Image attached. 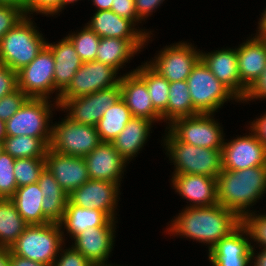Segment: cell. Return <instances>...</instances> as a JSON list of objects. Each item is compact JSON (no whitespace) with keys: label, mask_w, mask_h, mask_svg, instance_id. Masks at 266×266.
Listing matches in <instances>:
<instances>
[{"label":"cell","mask_w":266,"mask_h":266,"mask_svg":"<svg viewBox=\"0 0 266 266\" xmlns=\"http://www.w3.org/2000/svg\"><path fill=\"white\" fill-rule=\"evenodd\" d=\"M110 220L111 218L101 210L94 208H81L72 205L68 201L63 218L59 224L63 239L66 242L68 240L66 234L69 239H73L86 229L105 226Z\"/></svg>","instance_id":"83f0119b"},{"label":"cell","mask_w":266,"mask_h":266,"mask_svg":"<svg viewBox=\"0 0 266 266\" xmlns=\"http://www.w3.org/2000/svg\"><path fill=\"white\" fill-rule=\"evenodd\" d=\"M135 69L121 75V98L133 117L145 118L153 123H162L161 115L154 109L146 83L134 72Z\"/></svg>","instance_id":"603a6c76"},{"label":"cell","mask_w":266,"mask_h":266,"mask_svg":"<svg viewBox=\"0 0 266 266\" xmlns=\"http://www.w3.org/2000/svg\"><path fill=\"white\" fill-rule=\"evenodd\" d=\"M65 245L66 243L61 247L52 266H93L79 251Z\"/></svg>","instance_id":"ee69618b"},{"label":"cell","mask_w":266,"mask_h":266,"mask_svg":"<svg viewBox=\"0 0 266 266\" xmlns=\"http://www.w3.org/2000/svg\"><path fill=\"white\" fill-rule=\"evenodd\" d=\"M172 189L186 199L185 207H203L218 204L217 178L195 174H172Z\"/></svg>","instance_id":"ac0fdd59"},{"label":"cell","mask_w":266,"mask_h":266,"mask_svg":"<svg viewBox=\"0 0 266 266\" xmlns=\"http://www.w3.org/2000/svg\"><path fill=\"white\" fill-rule=\"evenodd\" d=\"M167 223L166 231L171 236L192 239L206 245L208 251L222 238L228 236L242 220L220 204L203 207H182L178 215Z\"/></svg>","instance_id":"6da1fadb"},{"label":"cell","mask_w":266,"mask_h":266,"mask_svg":"<svg viewBox=\"0 0 266 266\" xmlns=\"http://www.w3.org/2000/svg\"><path fill=\"white\" fill-rule=\"evenodd\" d=\"M132 117L131 111L121 98L103 113L96 125L101 141L112 143Z\"/></svg>","instance_id":"d6a6232c"},{"label":"cell","mask_w":266,"mask_h":266,"mask_svg":"<svg viewBox=\"0 0 266 266\" xmlns=\"http://www.w3.org/2000/svg\"><path fill=\"white\" fill-rule=\"evenodd\" d=\"M207 253L211 266H251L252 245L249 232L241 223Z\"/></svg>","instance_id":"e0dca14e"},{"label":"cell","mask_w":266,"mask_h":266,"mask_svg":"<svg viewBox=\"0 0 266 266\" xmlns=\"http://www.w3.org/2000/svg\"><path fill=\"white\" fill-rule=\"evenodd\" d=\"M200 52L194 43L179 41L166 45L146 62L170 83L185 81L201 60Z\"/></svg>","instance_id":"30bf717a"},{"label":"cell","mask_w":266,"mask_h":266,"mask_svg":"<svg viewBox=\"0 0 266 266\" xmlns=\"http://www.w3.org/2000/svg\"><path fill=\"white\" fill-rule=\"evenodd\" d=\"M237 65L240 81L249 90L266 67V37L251 34L238 44Z\"/></svg>","instance_id":"7402d4cb"},{"label":"cell","mask_w":266,"mask_h":266,"mask_svg":"<svg viewBox=\"0 0 266 266\" xmlns=\"http://www.w3.org/2000/svg\"><path fill=\"white\" fill-rule=\"evenodd\" d=\"M110 10L122 18L131 20L147 37L154 35L153 31L138 26L142 21L137 16L135 0H113Z\"/></svg>","instance_id":"60d3db41"},{"label":"cell","mask_w":266,"mask_h":266,"mask_svg":"<svg viewBox=\"0 0 266 266\" xmlns=\"http://www.w3.org/2000/svg\"><path fill=\"white\" fill-rule=\"evenodd\" d=\"M120 74V76H118ZM121 74L99 61L84 62L59 98H76L120 84Z\"/></svg>","instance_id":"4fadbf2b"},{"label":"cell","mask_w":266,"mask_h":266,"mask_svg":"<svg viewBox=\"0 0 266 266\" xmlns=\"http://www.w3.org/2000/svg\"><path fill=\"white\" fill-rule=\"evenodd\" d=\"M45 168L68 195L90 179L84 158L64 155L51 149L45 156Z\"/></svg>","instance_id":"ffe728a7"},{"label":"cell","mask_w":266,"mask_h":266,"mask_svg":"<svg viewBox=\"0 0 266 266\" xmlns=\"http://www.w3.org/2000/svg\"><path fill=\"white\" fill-rule=\"evenodd\" d=\"M86 25L100 38L147 39L131 20L122 18L111 10L95 11Z\"/></svg>","instance_id":"484cf974"},{"label":"cell","mask_w":266,"mask_h":266,"mask_svg":"<svg viewBox=\"0 0 266 266\" xmlns=\"http://www.w3.org/2000/svg\"><path fill=\"white\" fill-rule=\"evenodd\" d=\"M257 23H258L257 25L258 27H257V30H255L256 33L254 34H257L262 37H266V8H264L263 13L261 12L259 21Z\"/></svg>","instance_id":"816d5d0a"},{"label":"cell","mask_w":266,"mask_h":266,"mask_svg":"<svg viewBox=\"0 0 266 266\" xmlns=\"http://www.w3.org/2000/svg\"><path fill=\"white\" fill-rule=\"evenodd\" d=\"M84 159L90 179L122 184L128 163L116 151L112 143L101 142Z\"/></svg>","instance_id":"44dd1931"},{"label":"cell","mask_w":266,"mask_h":266,"mask_svg":"<svg viewBox=\"0 0 266 266\" xmlns=\"http://www.w3.org/2000/svg\"><path fill=\"white\" fill-rule=\"evenodd\" d=\"M78 1L79 0H60V12L62 13V11L66 8L67 5H75L76 2L78 3Z\"/></svg>","instance_id":"9f6ffc18"},{"label":"cell","mask_w":266,"mask_h":266,"mask_svg":"<svg viewBox=\"0 0 266 266\" xmlns=\"http://www.w3.org/2000/svg\"><path fill=\"white\" fill-rule=\"evenodd\" d=\"M10 266H52L40 262L31 261L26 258L14 255L10 252Z\"/></svg>","instance_id":"681fc988"},{"label":"cell","mask_w":266,"mask_h":266,"mask_svg":"<svg viewBox=\"0 0 266 266\" xmlns=\"http://www.w3.org/2000/svg\"><path fill=\"white\" fill-rule=\"evenodd\" d=\"M142 63L135 68L134 72L146 83L152 105L161 115L162 123H165L170 82L154 70L147 62L144 61Z\"/></svg>","instance_id":"4dcf8cb0"},{"label":"cell","mask_w":266,"mask_h":266,"mask_svg":"<svg viewBox=\"0 0 266 266\" xmlns=\"http://www.w3.org/2000/svg\"><path fill=\"white\" fill-rule=\"evenodd\" d=\"M168 95L165 127L171 124L175 119L199 114L193 108L186 80L171 82Z\"/></svg>","instance_id":"836d02e7"},{"label":"cell","mask_w":266,"mask_h":266,"mask_svg":"<svg viewBox=\"0 0 266 266\" xmlns=\"http://www.w3.org/2000/svg\"><path fill=\"white\" fill-rule=\"evenodd\" d=\"M163 137L161 145L170 163L174 165L172 174H197L217 178L221 173V150L180 142L167 128Z\"/></svg>","instance_id":"277c9868"},{"label":"cell","mask_w":266,"mask_h":266,"mask_svg":"<svg viewBox=\"0 0 266 266\" xmlns=\"http://www.w3.org/2000/svg\"><path fill=\"white\" fill-rule=\"evenodd\" d=\"M18 213L29 224H46L51 221L43 214V194L38 183L25 185L16 189L10 198Z\"/></svg>","instance_id":"f546056e"},{"label":"cell","mask_w":266,"mask_h":266,"mask_svg":"<svg viewBox=\"0 0 266 266\" xmlns=\"http://www.w3.org/2000/svg\"><path fill=\"white\" fill-rule=\"evenodd\" d=\"M122 185L104 180L89 179L68 195V201L81 208H94L117 220V207Z\"/></svg>","instance_id":"9a60e30c"},{"label":"cell","mask_w":266,"mask_h":266,"mask_svg":"<svg viewBox=\"0 0 266 266\" xmlns=\"http://www.w3.org/2000/svg\"><path fill=\"white\" fill-rule=\"evenodd\" d=\"M113 0H91L95 6V11L110 10Z\"/></svg>","instance_id":"f5cc1de1"},{"label":"cell","mask_w":266,"mask_h":266,"mask_svg":"<svg viewBox=\"0 0 266 266\" xmlns=\"http://www.w3.org/2000/svg\"><path fill=\"white\" fill-rule=\"evenodd\" d=\"M45 169V158H19L14 162L17 188L37 183Z\"/></svg>","instance_id":"8d00e7d4"},{"label":"cell","mask_w":266,"mask_h":266,"mask_svg":"<svg viewBox=\"0 0 266 266\" xmlns=\"http://www.w3.org/2000/svg\"><path fill=\"white\" fill-rule=\"evenodd\" d=\"M153 36H148L147 39H120L114 37H101L96 53V61L102 62L118 72L134 55L143 51L145 46L151 41ZM151 38V39H150ZM147 44V45H146ZM142 49V50H141Z\"/></svg>","instance_id":"d4e9b609"},{"label":"cell","mask_w":266,"mask_h":266,"mask_svg":"<svg viewBox=\"0 0 266 266\" xmlns=\"http://www.w3.org/2000/svg\"><path fill=\"white\" fill-rule=\"evenodd\" d=\"M249 124L247 127L256 134L259 141L266 147V111L253 121H249Z\"/></svg>","instance_id":"c3c4849f"},{"label":"cell","mask_w":266,"mask_h":266,"mask_svg":"<svg viewBox=\"0 0 266 266\" xmlns=\"http://www.w3.org/2000/svg\"><path fill=\"white\" fill-rule=\"evenodd\" d=\"M43 194V214L54 223H59L66 210L68 194L61 188L53 175L45 168L37 182Z\"/></svg>","instance_id":"f1b7e54d"},{"label":"cell","mask_w":266,"mask_h":266,"mask_svg":"<svg viewBox=\"0 0 266 266\" xmlns=\"http://www.w3.org/2000/svg\"><path fill=\"white\" fill-rule=\"evenodd\" d=\"M121 99L120 84L76 98H59V110L74 122L96 126L103 113Z\"/></svg>","instance_id":"8fae6325"},{"label":"cell","mask_w":266,"mask_h":266,"mask_svg":"<svg viewBox=\"0 0 266 266\" xmlns=\"http://www.w3.org/2000/svg\"><path fill=\"white\" fill-rule=\"evenodd\" d=\"M265 194L266 166L222 170L217 176L218 204L234 212L241 220L255 211L253 207Z\"/></svg>","instance_id":"7a4b0ae2"},{"label":"cell","mask_w":266,"mask_h":266,"mask_svg":"<svg viewBox=\"0 0 266 266\" xmlns=\"http://www.w3.org/2000/svg\"><path fill=\"white\" fill-rule=\"evenodd\" d=\"M53 124L49 149L64 155L84 158L102 141L96 126L77 123L67 116Z\"/></svg>","instance_id":"9c48e42d"},{"label":"cell","mask_w":266,"mask_h":266,"mask_svg":"<svg viewBox=\"0 0 266 266\" xmlns=\"http://www.w3.org/2000/svg\"><path fill=\"white\" fill-rule=\"evenodd\" d=\"M84 25L85 26L79 29V31L77 29L76 32L71 31L66 35L73 43L76 52L83 63L95 60L100 42V37L86 24Z\"/></svg>","instance_id":"d590c367"},{"label":"cell","mask_w":266,"mask_h":266,"mask_svg":"<svg viewBox=\"0 0 266 266\" xmlns=\"http://www.w3.org/2000/svg\"><path fill=\"white\" fill-rule=\"evenodd\" d=\"M33 15H25L0 39V64L17 72L28 65L47 45Z\"/></svg>","instance_id":"3957f363"},{"label":"cell","mask_w":266,"mask_h":266,"mask_svg":"<svg viewBox=\"0 0 266 266\" xmlns=\"http://www.w3.org/2000/svg\"><path fill=\"white\" fill-rule=\"evenodd\" d=\"M14 162L5 151L0 154V198L10 199L17 189Z\"/></svg>","instance_id":"f35d334b"},{"label":"cell","mask_w":266,"mask_h":266,"mask_svg":"<svg viewBox=\"0 0 266 266\" xmlns=\"http://www.w3.org/2000/svg\"><path fill=\"white\" fill-rule=\"evenodd\" d=\"M53 102V103H52ZM51 103V104H50ZM54 100L29 98L24 105L5 122L6 136H30L51 142L53 112L59 111Z\"/></svg>","instance_id":"8992f818"},{"label":"cell","mask_w":266,"mask_h":266,"mask_svg":"<svg viewBox=\"0 0 266 266\" xmlns=\"http://www.w3.org/2000/svg\"><path fill=\"white\" fill-rule=\"evenodd\" d=\"M242 224L249 232L252 248L266 249V213L262 214L259 210H255L242 219Z\"/></svg>","instance_id":"74e56055"},{"label":"cell","mask_w":266,"mask_h":266,"mask_svg":"<svg viewBox=\"0 0 266 266\" xmlns=\"http://www.w3.org/2000/svg\"><path fill=\"white\" fill-rule=\"evenodd\" d=\"M54 56V85H55V100L58 103L60 94L68 87L73 76L83 64L71 40L65 36L58 42L49 43L46 45Z\"/></svg>","instance_id":"cb8c5ba5"},{"label":"cell","mask_w":266,"mask_h":266,"mask_svg":"<svg viewBox=\"0 0 266 266\" xmlns=\"http://www.w3.org/2000/svg\"><path fill=\"white\" fill-rule=\"evenodd\" d=\"M49 146L40 138L30 136H6L3 150L14 159L45 158Z\"/></svg>","instance_id":"e575fe53"},{"label":"cell","mask_w":266,"mask_h":266,"mask_svg":"<svg viewBox=\"0 0 266 266\" xmlns=\"http://www.w3.org/2000/svg\"><path fill=\"white\" fill-rule=\"evenodd\" d=\"M153 122L145 118L132 117L120 134L112 141L116 151L129 164L137 157L152 133ZM151 131V132H150Z\"/></svg>","instance_id":"4316f807"},{"label":"cell","mask_w":266,"mask_h":266,"mask_svg":"<svg viewBox=\"0 0 266 266\" xmlns=\"http://www.w3.org/2000/svg\"><path fill=\"white\" fill-rule=\"evenodd\" d=\"M266 100V67L263 70L262 75L259 79L253 84V86L248 90L247 95L242 100L241 104H249L251 101L255 102L256 100L262 101Z\"/></svg>","instance_id":"bcb514c9"},{"label":"cell","mask_w":266,"mask_h":266,"mask_svg":"<svg viewBox=\"0 0 266 266\" xmlns=\"http://www.w3.org/2000/svg\"><path fill=\"white\" fill-rule=\"evenodd\" d=\"M29 99L19 88L0 98V120L10 119Z\"/></svg>","instance_id":"ab89813d"},{"label":"cell","mask_w":266,"mask_h":266,"mask_svg":"<svg viewBox=\"0 0 266 266\" xmlns=\"http://www.w3.org/2000/svg\"><path fill=\"white\" fill-rule=\"evenodd\" d=\"M118 220L111 219L103 227L86 229L75 236L72 247L79 251L93 266H115L118 264L108 263V258L114 250Z\"/></svg>","instance_id":"2e32d148"},{"label":"cell","mask_w":266,"mask_h":266,"mask_svg":"<svg viewBox=\"0 0 266 266\" xmlns=\"http://www.w3.org/2000/svg\"><path fill=\"white\" fill-rule=\"evenodd\" d=\"M193 108L200 113H216L228 101L241 103L200 60L186 79Z\"/></svg>","instance_id":"52a82bcc"},{"label":"cell","mask_w":266,"mask_h":266,"mask_svg":"<svg viewBox=\"0 0 266 266\" xmlns=\"http://www.w3.org/2000/svg\"><path fill=\"white\" fill-rule=\"evenodd\" d=\"M0 4L15 6L26 12V0H0Z\"/></svg>","instance_id":"11a10c76"},{"label":"cell","mask_w":266,"mask_h":266,"mask_svg":"<svg viewBox=\"0 0 266 266\" xmlns=\"http://www.w3.org/2000/svg\"><path fill=\"white\" fill-rule=\"evenodd\" d=\"M3 142H0V154L3 152Z\"/></svg>","instance_id":"680465c9"},{"label":"cell","mask_w":266,"mask_h":266,"mask_svg":"<svg viewBox=\"0 0 266 266\" xmlns=\"http://www.w3.org/2000/svg\"><path fill=\"white\" fill-rule=\"evenodd\" d=\"M24 16L25 12L21 8L0 4V39Z\"/></svg>","instance_id":"7bdbcfd3"},{"label":"cell","mask_w":266,"mask_h":266,"mask_svg":"<svg viewBox=\"0 0 266 266\" xmlns=\"http://www.w3.org/2000/svg\"><path fill=\"white\" fill-rule=\"evenodd\" d=\"M214 113L175 119L166 128L180 141L197 147L222 150L226 137L224 127Z\"/></svg>","instance_id":"ba28073f"},{"label":"cell","mask_w":266,"mask_h":266,"mask_svg":"<svg viewBox=\"0 0 266 266\" xmlns=\"http://www.w3.org/2000/svg\"><path fill=\"white\" fill-rule=\"evenodd\" d=\"M29 224L11 199H0V246L10 248Z\"/></svg>","instance_id":"1f68e13d"},{"label":"cell","mask_w":266,"mask_h":266,"mask_svg":"<svg viewBox=\"0 0 266 266\" xmlns=\"http://www.w3.org/2000/svg\"><path fill=\"white\" fill-rule=\"evenodd\" d=\"M6 125L5 121L0 120V142H3V140L6 137Z\"/></svg>","instance_id":"6f0895ef"},{"label":"cell","mask_w":266,"mask_h":266,"mask_svg":"<svg viewBox=\"0 0 266 266\" xmlns=\"http://www.w3.org/2000/svg\"><path fill=\"white\" fill-rule=\"evenodd\" d=\"M44 15V16H60V0H26V12L28 16Z\"/></svg>","instance_id":"b9f144b4"},{"label":"cell","mask_w":266,"mask_h":266,"mask_svg":"<svg viewBox=\"0 0 266 266\" xmlns=\"http://www.w3.org/2000/svg\"><path fill=\"white\" fill-rule=\"evenodd\" d=\"M65 241L59 223L28 225L10 252L31 261L52 265Z\"/></svg>","instance_id":"5b68a950"},{"label":"cell","mask_w":266,"mask_h":266,"mask_svg":"<svg viewBox=\"0 0 266 266\" xmlns=\"http://www.w3.org/2000/svg\"><path fill=\"white\" fill-rule=\"evenodd\" d=\"M17 89V73L0 64V98Z\"/></svg>","instance_id":"f6af8a7d"},{"label":"cell","mask_w":266,"mask_h":266,"mask_svg":"<svg viewBox=\"0 0 266 266\" xmlns=\"http://www.w3.org/2000/svg\"><path fill=\"white\" fill-rule=\"evenodd\" d=\"M236 48H221L208 53L201 50V60L209 68L212 74L223 83L240 102L247 95L248 90L242 85L237 65Z\"/></svg>","instance_id":"d6986e66"},{"label":"cell","mask_w":266,"mask_h":266,"mask_svg":"<svg viewBox=\"0 0 266 266\" xmlns=\"http://www.w3.org/2000/svg\"><path fill=\"white\" fill-rule=\"evenodd\" d=\"M249 135L224 140L221 150L222 170H242L256 166H266V147L248 127ZM247 134V135H246Z\"/></svg>","instance_id":"5bb4252c"},{"label":"cell","mask_w":266,"mask_h":266,"mask_svg":"<svg viewBox=\"0 0 266 266\" xmlns=\"http://www.w3.org/2000/svg\"><path fill=\"white\" fill-rule=\"evenodd\" d=\"M258 249L259 251H256L255 248H252L251 266H266V249Z\"/></svg>","instance_id":"f907efd6"},{"label":"cell","mask_w":266,"mask_h":266,"mask_svg":"<svg viewBox=\"0 0 266 266\" xmlns=\"http://www.w3.org/2000/svg\"><path fill=\"white\" fill-rule=\"evenodd\" d=\"M10 248L0 246V266H10Z\"/></svg>","instance_id":"db71d44e"},{"label":"cell","mask_w":266,"mask_h":266,"mask_svg":"<svg viewBox=\"0 0 266 266\" xmlns=\"http://www.w3.org/2000/svg\"><path fill=\"white\" fill-rule=\"evenodd\" d=\"M165 0H135V8L137 16L141 21H146L147 18L155 13L157 8L163 4Z\"/></svg>","instance_id":"7dc6e473"},{"label":"cell","mask_w":266,"mask_h":266,"mask_svg":"<svg viewBox=\"0 0 266 266\" xmlns=\"http://www.w3.org/2000/svg\"><path fill=\"white\" fill-rule=\"evenodd\" d=\"M55 60L52 51L45 46L28 65L17 71V88L29 98L50 100L55 94Z\"/></svg>","instance_id":"7c38bea8"}]
</instances>
